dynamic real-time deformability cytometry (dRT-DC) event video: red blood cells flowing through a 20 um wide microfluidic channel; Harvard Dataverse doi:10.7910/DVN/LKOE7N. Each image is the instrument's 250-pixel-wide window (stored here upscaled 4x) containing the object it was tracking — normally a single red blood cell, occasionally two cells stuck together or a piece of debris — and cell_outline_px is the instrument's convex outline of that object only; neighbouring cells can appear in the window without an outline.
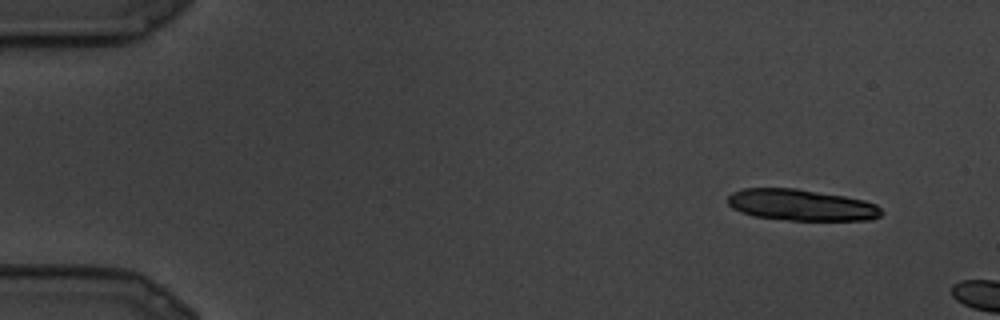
{"species": "common noctule bat (a hibernating species)", "species_latin": "Nyctalus noctula", "temperature_condition": "cold", "stored_images_in_passage": 5, "camera_frame_rate_fps": 3000, "um_per_image_px": 0.085, "animal": {"sex": "male", "body_mass_g": 19.5, "forearm_length_mm": 54.6}, "frame": {"image": 1, "passage_image": 3, "time_ms": 0.667, "image_size_px": [1000, 320], "cell_outline_px": [[884, 212], [880, 216], [872, 220], [788, 220], [752, 216], [740, 212], [732, 208], [728, 204], [728, 196], [732, 192], [744, 188], [796, 188], [844, 196], [864, 200], [876, 204]], "centroid_in_image_um": [68.1, 17.43], "position_along_channel_um": 16.9, "area_um2": 28.21}}